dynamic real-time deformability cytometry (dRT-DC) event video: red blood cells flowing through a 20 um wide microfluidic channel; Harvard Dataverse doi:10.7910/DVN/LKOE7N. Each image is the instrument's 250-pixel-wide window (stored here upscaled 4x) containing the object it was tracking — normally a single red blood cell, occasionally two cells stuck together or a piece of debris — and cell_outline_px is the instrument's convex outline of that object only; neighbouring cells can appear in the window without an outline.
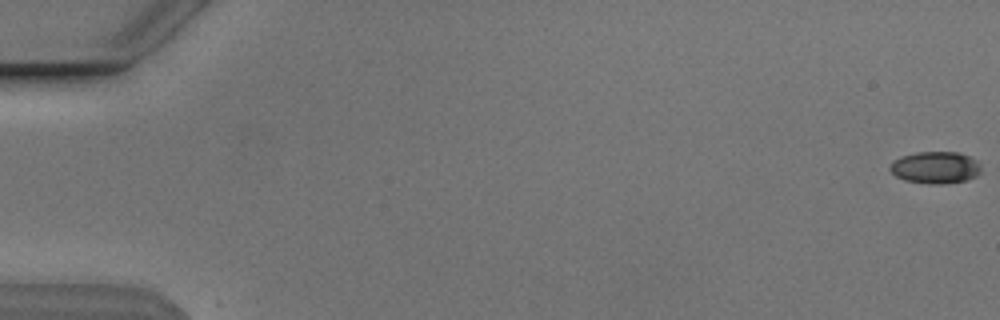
{"species": "Egyptian fruit bat (a non-hibernating species)", "species_latin": "Rousettus aegyptiacus", "temperature_condition": "cold", "stored_images_in_passage": 53, "camera_frame_rate_fps": 3000, "um_per_image_px": 0.085, "animal": {"sex": "male"}, "frame": {"image": 1, "passage_image": 1, "time_ms": 0.0, "image_size_px": [1000, 320], "cell_outline_px": [[980, 172], [976, 176], [968, 180], [944, 184], [928, 184], [904, 180], [896, 176], [888, 168], [892, 160], [900, 156], [916, 152], [960, 152], [976, 160], [980, 164]], "centroid_in_image_um": [79.49, 14.24], "position_along_channel_um": 5.5, "area_um2": 17.22}}
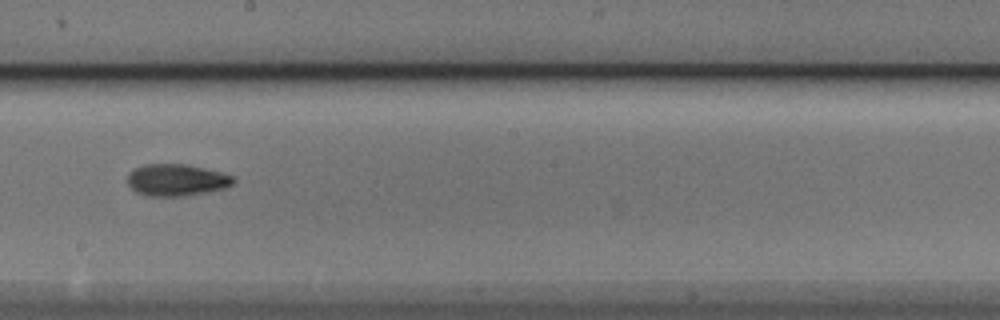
{"frame": {"image": 2, "passage_image": 32, "time_ms": 10.333, "image_size_px": [1000, 320], "cell_outline_px": [[236, 180], [232, 184], [224, 188], [208, 192], [184, 196], [148, 196], [136, 192], [128, 184], [128, 172], [144, 164], [184, 164], [220, 172], [236, 176]], "centroid_in_image_um": [15.01, 15.3], "position_along_channel_um": 233.2, "area_um2": 19.65}}
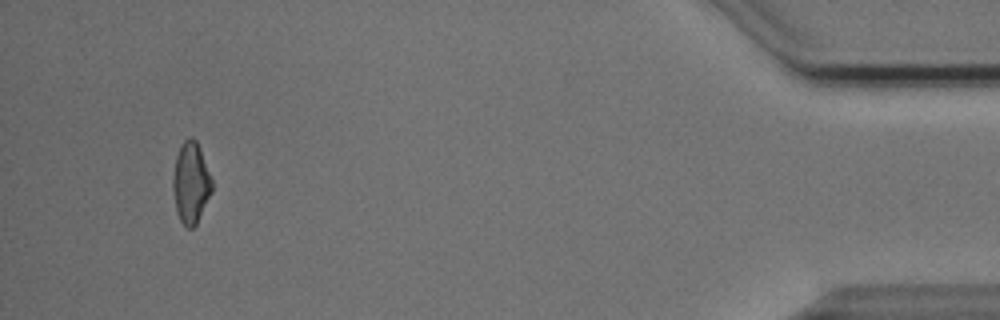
{"frame": {"image": 3, "passage_image": 52, "time_ms": 17.0, "image_size_px": [1000, 320], "cell_outline_px": [[212, 192], [196, 224], [192, 228], [188, 228], [180, 220], [176, 212], [172, 188], [172, 180], [176, 156], [180, 144], [188, 136], [192, 136], [196, 140], [200, 148], [212, 180]], "centroid_in_image_um": [16.21, 15.51], "position_along_channel_um": 419.0, "area_um2": 18.55}}